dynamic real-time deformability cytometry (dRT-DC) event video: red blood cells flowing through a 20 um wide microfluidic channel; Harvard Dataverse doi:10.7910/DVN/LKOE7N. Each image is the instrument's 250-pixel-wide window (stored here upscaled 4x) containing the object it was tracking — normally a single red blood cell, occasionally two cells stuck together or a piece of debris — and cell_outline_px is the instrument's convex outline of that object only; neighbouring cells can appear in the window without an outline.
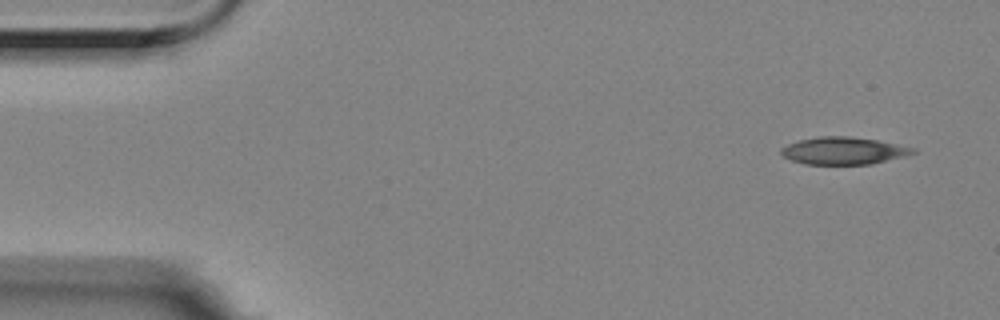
{"species": "Egyptian fruit bat (a non-hibernating species)", "species_latin": "Rousettus aegyptiacus", "temperature_condition": "room temperature", "stored_images_in_passage": 4, "camera_frame_rate_fps": 3000, "um_per_image_px": 0.085, "animal": {"sex": "female"}, "frame": {"image": 1, "passage_image": 1, "time_ms": 0.0, "image_size_px": [1000, 320], "cell_outline_px": [[916, 152], [872, 164], [804, 164], [792, 160], [784, 156], [780, 152], [780, 148], [788, 144], [800, 140], [820, 136], [852, 136], [880, 140], [916, 148]], "centroid_in_image_um": [71.7, 12.8], "position_along_channel_um": 13.3, "area_um2": 20.92}}